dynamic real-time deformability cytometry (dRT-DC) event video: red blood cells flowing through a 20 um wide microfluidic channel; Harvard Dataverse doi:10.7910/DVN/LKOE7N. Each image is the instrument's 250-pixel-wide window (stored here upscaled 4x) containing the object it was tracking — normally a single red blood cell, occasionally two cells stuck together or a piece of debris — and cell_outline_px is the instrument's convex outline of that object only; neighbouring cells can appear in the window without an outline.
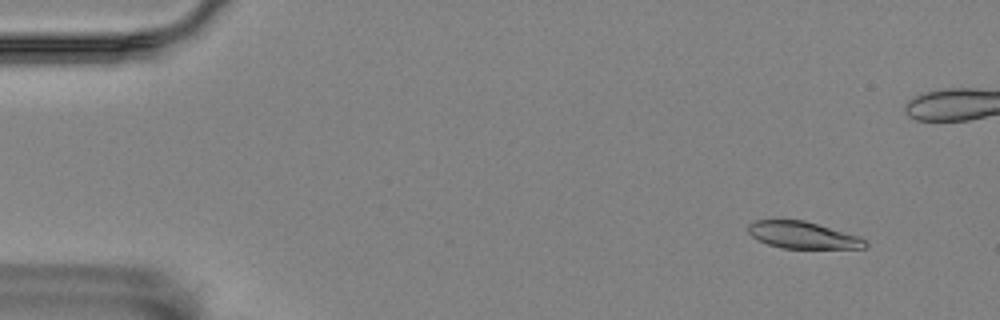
{"species": "Egyptian fruit bat (a non-hibernating species)", "species_latin": "Rousettus aegyptiacus", "temperature_condition": "room temperature", "stored_images_in_passage": 57, "camera_frame_rate_fps": 3000, "um_per_image_px": 0.085, "animal": {"sex": "female"}, "frame": {"image": 1, "passage_image": 5, "time_ms": 1.333, "image_size_px": [1000, 320], "cell_outline_px": [[868, 244], [864, 248], [780, 248], [768, 244], [752, 236], [748, 232], [748, 224], [752, 220], [804, 220], [856, 236], [864, 240]], "centroid_in_image_um": [68.17, 19.98], "position_along_channel_um": 16.8, "area_um2": 17.98}}
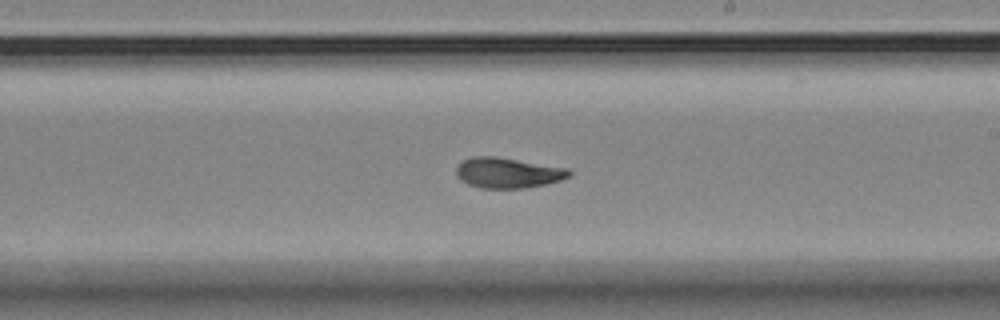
{"frame": {"image": 2, "passage_image": 33, "time_ms": 10.667, "image_size_px": [1000, 320], "cell_outline_px": [[572, 176], [560, 180], [544, 184], [524, 188], [480, 188], [468, 184], [460, 180], [456, 176], [456, 168], [464, 160], [472, 156], [496, 156], [568, 168], [572, 172]], "centroid_in_image_um": [43.17, 14.68], "position_along_channel_um": 245.8, "area_um2": 20.06}}
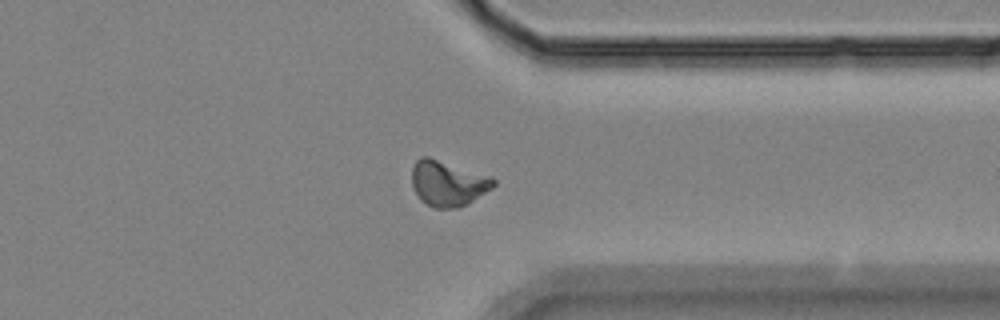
{"frame": {"image": 3, "passage_image": 44, "time_ms": 14.333, "image_size_px": [1000, 320], "cell_outline_px": [[496, 184], [492, 188], [468, 204], [456, 208], [432, 208], [420, 200], [412, 184], [412, 168], [416, 160], [420, 156], [428, 156], [492, 176], [496, 180]], "centroid_in_image_um": [38.08, 15.58], "position_along_channel_um": 373.3, "area_um2": 21.85}}